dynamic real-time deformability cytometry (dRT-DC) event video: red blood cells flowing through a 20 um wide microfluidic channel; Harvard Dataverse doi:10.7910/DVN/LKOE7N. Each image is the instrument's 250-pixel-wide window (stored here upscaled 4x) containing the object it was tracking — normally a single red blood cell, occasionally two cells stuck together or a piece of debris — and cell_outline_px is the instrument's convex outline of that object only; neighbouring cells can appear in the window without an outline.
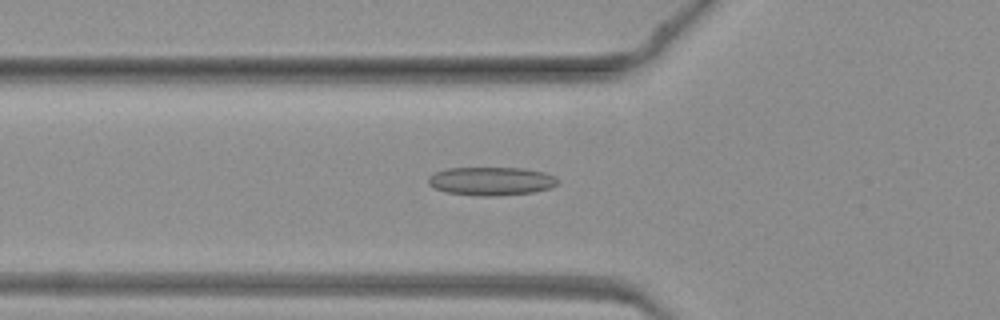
{"species": "common noctule bat (a hibernating species)", "species_latin": "Nyctalus noctula", "temperature_condition": "warm", "stored_images_in_passage": 46, "camera_frame_rate_fps": 3000, "um_per_image_px": 0.085, "animal": {"sex": "female", "body_mass_g": 19.3, "forearm_length_mm": 54.1}, "frame": {"image": 1, "passage_image": 17, "time_ms": 5.333, "image_size_px": [1000, 320], "cell_outline_px": [[560, 180], [552, 188], [532, 192], [496, 196], [480, 196], [444, 192], [428, 184], [428, 176], [436, 172], [448, 168], [524, 168], [544, 172], [556, 176]], "centroid_in_image_um": [41.78, 15.39], "position_along_channel_um": 84.0, "area_um2": 21.56}}
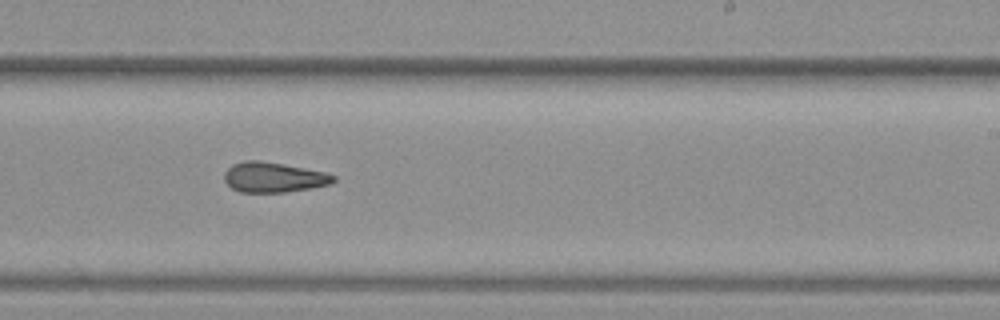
{"frame": {"image": 2, "passage_image": 29, "time_ms": 9.333, "image_size_px": [1000, 320], "cell_outline_px": [[336, 180], [328, 184], [312, 188], [284, 192], [240, 192], [232, 188], [224, 180], [224, 172], [232, 164], [244, 160], [260, 160], [284, 164], [324, 172], [336, 176]], "centroid_in_image_um": [23.23, 15.06], "position_along_channel_um": 265.8, "area_um2": 19.13}}
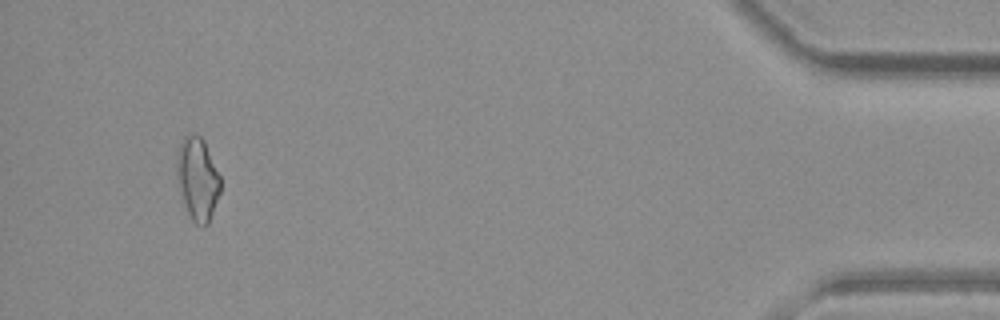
{"frame": {"image": 3, "passage_image": 44, "time_ms": 14.333, "image_size_px": [1000, 320], "cell_outline_px": [[220, 192], [208, 224], [204, 228], [196, 224], [192, 220], [184, 204], [176, 180], [176, 156], [180, 144], [184, 136], [188, 132], [200, 136], [204, 140], [220, 176]], "centroid_in_image_um": [16.77, 15.19], "position_along_channel_um": 418.4, "area_um2": 21.27}}